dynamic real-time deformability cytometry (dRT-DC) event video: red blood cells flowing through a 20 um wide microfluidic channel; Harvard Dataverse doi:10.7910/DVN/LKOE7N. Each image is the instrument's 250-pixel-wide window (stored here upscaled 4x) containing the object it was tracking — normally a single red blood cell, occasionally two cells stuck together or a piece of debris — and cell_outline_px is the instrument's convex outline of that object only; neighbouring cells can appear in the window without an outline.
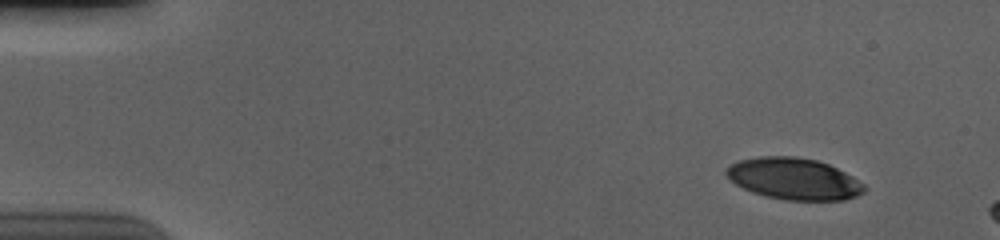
{"species": "human", "species_latin": "Homo sapiens", "temperature_condition": "cold", "stored_images_in_passage": 10, "camera_frame_rate_fps": 3000, "um_per_image_px": 0.085, "donor": {"sex": "male"}, "frame": {"image": 1, "passage_image": 1, "time_ms": 0.0, "image_size_px": [1000, 240], "cell_outline_px": [[864, 192], [856, 196], [844, 200], [788, 200], [768, 196], [752, 192], [736, 184], [724, 172], [732, 164], [740, 160], [764, 156], [796, 156], [816, 160], [828, 164], [852, 176], [864, 184]], "centroid_in_image_um": [67.5, 15.19], "position_along_channel_um": 17.5, "area_um2": 33.0}}